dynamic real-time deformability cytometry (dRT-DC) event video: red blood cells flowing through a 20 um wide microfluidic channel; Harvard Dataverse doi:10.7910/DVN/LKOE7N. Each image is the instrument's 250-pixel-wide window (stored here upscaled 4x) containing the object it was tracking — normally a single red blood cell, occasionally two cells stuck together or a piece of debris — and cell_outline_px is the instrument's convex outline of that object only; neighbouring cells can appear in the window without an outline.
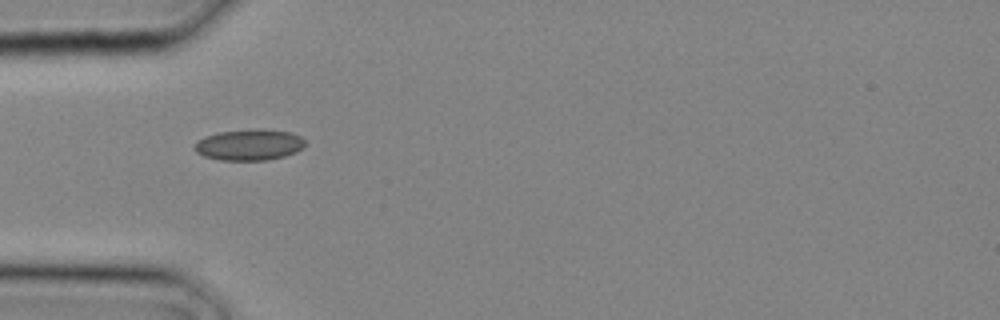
{"species": "common noctule bat (a hibernating species)", "species_latin": "Nyctalus noctula", "temperature_condition": "cold", "stored_images_in_passage": 1, "camera_frame_rate_fps": 3000, "um_per_image_px": 0.085, "animal": {"sex": "male", "body_mass_g": 20.4}, "frame": {"image": 1, "passage_image": 1, "time_ms": 0.0, "image_size_px": [1000, 320], "cell_outline_px": [[304, 148], [296, 152], [284, 156], [268, 160], [220, 160], [204, 156], [196, 152], [196, 144], [200, 140], [208, 136], [220, 132], [292, 132], [300, 136], [304, 140]], "centroid_in_image_um": [21.22, 12.37], "position_along_channel_um": 63.8, "area_um2": 18.84}}